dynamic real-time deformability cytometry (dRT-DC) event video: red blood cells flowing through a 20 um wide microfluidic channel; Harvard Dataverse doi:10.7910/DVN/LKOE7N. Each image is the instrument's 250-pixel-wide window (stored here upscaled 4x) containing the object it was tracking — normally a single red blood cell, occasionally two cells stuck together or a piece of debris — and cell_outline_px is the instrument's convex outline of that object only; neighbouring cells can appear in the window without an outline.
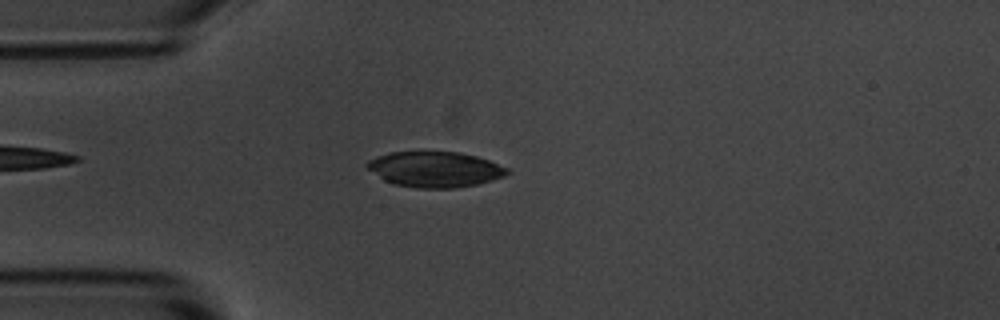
{"species": "common noctule bat (a hibernating species)", "species_latin": "Nyctalus noctula", "temperature_condition": "room temperature", "stored_images_in_passage": 4, "camera_frame_rate_fps": 3000, "um_per_image_px": 0.085, "animal": {"sex": "male", "body_mass_g": 20.1, "forearm_length_mm": 53.5}, "frame": {"image": 1, "passage_image": 3, "time_ms": 2.333, "image_size_px": [1000, 320], "cell_outline_px": [[512, 172], [504, 176], [492, 180], [476, 184], [456, 188], [416, 188], [392, 184], [384, 180], [364, 168], [364, 164], [368, 160], [376, 156], [388, 152], [460, 152], [476, 156], [488, 160], [508, 168]], "centroid_in_image_um": [36.92, 14.39], "position_along_channel_um": 48.1, "area_um2": 29.3}}